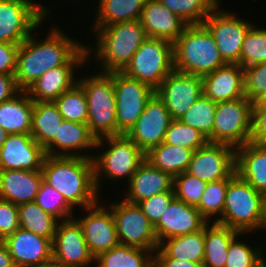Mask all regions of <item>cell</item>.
Listing matches in <instances>:
<instances>
[{
    "mask_svg": "<svg viewBox=\"0 0 266 267\" xmlns=\"http://www.w3.org/2000/svg\"><path fill=\"white\" fill-rule=\"evenodd\" d=\"M44 40L34 38L32 33L18 48L15 79L21 91L52 68L63 65H87L86 45L54 26ZM70 37V38H69Z\"/></svg>",
    "mask_w": 266,
    "mask_h": 267,
    "instance_id": "cell-1",
    "label": "cell"
},
{
    "mask_svg": "<svg viewBox=\"0 0 266 267\" xmlns=\"http://www.w3.org/2000/svg\"><path fill=\"white\" fill-rule=\"evenodd\" d=\"M41 171L43 180L61 193L74 209L76 206L86 208L101 200L95 185L93 158L47 155Z\"/></svg>",
    "mask_w": 266,
    "mask_h": 267,
    "instance_id": "cell-2",
    "label": "cell"
},
{
    "mask_svg": "<svg viewBox=\"0 0 266 267\" xmlns=\"http://www.w3.org/2000/svg\"><path fill=\"white\" fill-rule=\"evenodd\" d=\"M95 32V49L86 46L88 59L94 52V59L99 60L104 73L123 71L147 39L140 20L100 27Z\"/></svg>",
    "mask_w": 266,
    "mask_h": 267,
    "instance_id": "cell-3",
    "label": "cell"
},
{
    "mask_svg": "<svg viewBox=\"0 0 266 267\" xmlns=\"http://www.w3.org/2000/svg\"><path fill=\"white\" fill-rule=\"evenodd\" d=\"M216 223L243 235L258 229L266 230V196L234 171L229 176L222 217Z\"/></svg>",
    "mask_w": 266,
    "mask_h": 267,
    "instance_id": "cell-4",
    "label": "cell"
},
{
    "mask_svg": "<svg viewBox=\"0 0 266 267\" xmlns=\"http://www.w3.org/2000/svg\"><path fill=\"white\" fill-rule=\"evenodd\" d=\"M173 45L177 71L203 77L227 64L204 24L187 25Z\"/></svg>",
    "mask_w": 266,
    "mask_h": 267,
    "instance_id": "cell-5",
    "label": "cell"
},
{
    "mask_svg": "<svg viewBox=\"0 0 266 267\" xmlns=\"http://www.w3.org/2000/svg\"><path fill=\"white\" fill-rule=\"evenodd\" d=\"M88 107V129L96 138L123 135L117 127L113 72L78 77Z\"/></svg>",
    "mask_w": 266,
    "mask_h": 267,
    "instance_id": "cell-6",
    "label": "cell"
},
{
    "mask_svg": "<svg viewBox=\"0 0 266 267\" xmlns=\"http://www.w3.org/2000/svg\"><path fill=\"white\" fill-rule=\"evenodd\" d=\"M106 145L108 148L105 152L101 148L102 152L93 156L95 185L99 194L101 178L118 181L121 177L122 179L126 177L129 182L145 160V153L125 134L99 138L96 140L95 148L100 149Z\"/></svg>",
    "mask_w": 266,
    "mask_h": 267,
    "instance_id": "cell-7",
    "label": "cell"
},
{
    "mask_svg": "<svg viewBox=\"0 0 266 267\" xmlns=\"http://www.w3.org/2000/svg\"><path fill=\"white\" fill-rule=\"evenodd\" d=\"M173 70V43L164 39L147 38L122 72L155 91Z\"/></svg>",
    "mask_w": 266,
    "mask_h": 267,
    "instance_id": "cell-8",
    "label": "cell"
},
{
    "mask_svg": "<svg viewBox=\"0 0 266 267\" xmlns=\"http://www.w3.org/2000/svg\"><path fill=\"white\" fill-rule=\"evenodd\" d=\"M48 9L32 0H0V42L20 45L49 19Z\"/></svg>",
    "mask_w": 266,
    "mask_h": 267,
    "instance_id": "cell-9",
    "label": "cell"
},
{
    "mask_svg": "<svg viewBox=\"0 0 266 267\" xmlns=\"http://www.w3.org/2000/svg\"><path fill=\"white\" fill-rule=\"evenodd\" d=\"M253 102L247 97L217 102L212 136L208 142L234 148L250 142Z\"/></svg>",
    "mask_w": 266,
    "mask_h": 267,
    "instance_id": "cell-10",
    "label": "cell"
},
{
    "mask_svg": "<svg viewBox=\"0 0 266 267\" xmlns=\"http://www.w3.org/2000/svg\"><path fill=\"white\" fill-rule=\"evenodd\" d=\"M108 208L113 213L119 244L140 247L155 253L159 243L154 226L137 204L119 198L118 201L109 203Z\"/></svg>",
    "mask_w": 266,
    "mask_h": 267,
    "instance_id": "cell-11",
    "label": "cell"
},
{
    "mask_svg": "<svg viewBox=\"0 0 266 267\" xmlns=\"http://www.w3.org/2000/svg\"><path fill=\"white\" fill-rule=\"evenodd\" d=\"M203 24L213 35L222 59L227 64H238L245 35L254 23L217 6Z\"/></svg>",
    "mask_w": 266,
    "mask_h": 267,
    "instance_id": "cell-12",
    "label": "cell"
},
{
    "mask_svg": "<svg viewBox=\"0 0 266 267\" xmlns=\"http://www.w3.org/2000/svg\"><path fill=\"white\" fill-rule=\"evenodd\" d=\"M118 130L126 134L143 113L147 101L155 91L145 83L127 76L122 71L113 72Z\"/></svg>",
    "mask_w": 266,
    "mask_h": 267,
    "instance_id": "cell-13",
    "label": "cell"
},
{
    "mask_svg": "<svg viewBox=\"0 0 266 267\" xmlns=\"http://www.w3.org/2000/svg\"><path fill=\"white\" fill-rule=\"evenodd\" d=\"M172 119H180L203 94L201 76L173 70L155 90Z\"/></svg>",
    "mask_w": 266,
    "mask_h": 267,
    "instance_id": "cell-14",
    "label": "cell"
},
{
    "mask_svg": "<svg viewBox=\"0 0 266 267\" xmlns=\"http://www.w3.org/2000/svg\"><path fill=\"white\" fill-rule=\"evenodd\" d=\"M52 257L64 267H91L95 258L75 218L60 221L52 240ZM91 264V265H90Z\"/></svg>",
    "mask_w": 266,
    "mask_h": 267,
    "instance_id": "cell-15",
    "label": "cell"
},
{
    "mask_svg": "<svg viewBox=\"0 0 266 267\" xmlns=\"http://www.w3.org/2000/svg\"><path fill=\"white\" fill-rule=\"evenodd\" d=\"M172 118L164 102L154 93L137 122L125 134L146 154L164 142Z\"/></svg>",
    "mask_w": 266,
    "mask_h": 267,
    "instance_id": "cell-16",
    "label": "cell"
},
{
    "mask_svg": "<svg viewBox=\"0 0 266 267\" xmlns=\"http://www.w3.org/2000/svg\"><path fill=\"white\" fill-rule=\"evenodd\" d=\"M235 171V148L224 143L207 142L193 152L190 175L205 182L227 179Z\"/></svg>",
    "mask_w": 266,
    "mask_h": 267,
    "instance_id": "cell-17",
    "label": "cell"
},
{
    "mask_svg": "<svg viewBox=\"0 0 266 267\" xmlns=\"http://www.w3.org/2000/svg\"><path fill=\"white\" fill-rule=\"evenodd\" d=\"M107 206L108 204L104 206L98 201L83 208L87 212L86 216L74 217L82 227L87 246L94 258L119 244L113 213Z\"/></svg>",
    "mask_w": 266,
    "mask_h": 267,
    "instance_id": "cell-18",
    "label": "cell"
},
{
    "mask_svg": "<svg viewBox=\"0 0 266 267\" xmlns=\"http://www.w3.org/2000/svg\"><path fill=\"white\" fill-rule=\"evenodd\" d=\"M46 156L31 134H8L0 148V170L41 171Z\"/></svg>",
    "mask_w": 266,
    "mask_h": 267,
    "instance_id": "cell-19",
    "label": "cell"
},
{
    "mask_svg": "<svg viewBox=\"0 0 266 267\" xmlns=\"http://www.w3.org/2000/svg\"><path fill=\"white\" fill-rule=\"evenodd\" d=\"M209 222L195 206L174 199L154 227L158 243L170 237L182 236L202 230Z\"/></svg>",
    "mask_w": 266,
    "mask_h": 267,
    "instance_id": "cell-20",
    "label": "cell"
},
{
    "mask_svg": "<svg viewBox=\"0 0 266 267\" xmlns=\"http://www.w3.org/2000/svg\"><path fill=\"white\" fill-rule=\"evenodd\" d=\"M15 267H33L52 258V241L18 228L3 239Z\"/></svg>",
    "mask_w": 266,
    "mask_h": 267,
    "instance_id": "cell-21",
    "label": "cell"
},
{
    "mask_svg": "<svg viewBox=\"0 0 266 267\" xmlns=\"http://www.w3.org/2000/svg\"><path fill=\"white\" fill-rule=\"evenodd\" d=\"M96 140L87 124L63 120L59 126L58 137H54L44 149L46 155L50 156L93 158L92 152L89 155L84 150L96 149Z\"/></svg>",
    "mask_w": 266,
    "mask_h": 267,
    "instance_id": "cell-22",
    "label": "cell"
},
{
    "mask_svg": "<svg viewBox=\"0 0 266 267\" xmlns=\"http://www.w3.org/2000/svg\"><path fill=\"white\" fill-rule=\"evenodd\" d=\"M203 94L214 102L245 97L244 68L239 64H226L202 77Z\"/></svg>",
    "mask_w": 266,
    "mask_h": 267,
    "instance_id": "cell-23",
    "label": "cell"
},
{
    "mask_svg": "<svg viewBox=\"0 0 266 267\" xmlns=\"http://www.w3.org/2000/svg\"><path fill=\"white\" fill-rule=\"evenodd\" d=\"M147 38L164 39L174 43L187 24L169 11L159 0H147L140 18Z\"/></svg>",
    "mask_w": 266,
    "mask_h": 267,
    "instance_id": "cell-24",
    "label": "cell"
},
{
    "mask_svg": "<svg viewBox=\"0 0 266 267\" xmlns=\"http://www.w3.org/2000/svg\"><path fill=\"white\" fill-rule=\"evenodd\" d=\"M125 201L138 204L158 193L173 189V177L144 160L128 182Z\"/></svg>",
    "mask_w": 266,
    "mask_h": 267,
    "instance_id": "cell-25",
    "label": "cell"
},
{
    "mask_svg": "<svg viewBox=\"0 0 266 267\" xmlns=\"http://www.w3.org/2000/svg\"><path fill=\"white\" fill-rule=\"evenodd\" d=\"M235 172L266 196V144L248 142L235 148Z\"/></svg>",
    "mask_w": 266,
    "mask_h": 267,
    "instance_id": "cell-26",
    "label": "cell"
},
{
    "mask_svg": "<svg viewBox=\"0 0 266 267\" xmlns=\"http://www.w3.org/2000/svg\"><path fill=\"white\" fill-rule=\"evenodd\" d=\"M42 181V171L0 170V198L15 205L34 202Z\"/></svg>",
    "mask_w": 266,
    "mask_h": 267,
    "instance_id": "cell-27",
    "label": "cell"
},
{
    "mask_svg": "<svg viewBox=\"0 0 266 267\" xmlns=\"http://www.w3.org/2000/svg\"><path fill=\"white\" fill-rule=\"evenodd\" d=\"M76 66L78 68L84 65H63L48 70L29 86L26 90L28 96L33 102L54 101L77 83Z\"/></svg>",
    "mask_w": 266,
    "mask_h": 267,
    "instance_id": "cell-28",
    "label": "cell"
},
{
    "mask_svg": "<svg viewBox=\"0 0 266 267\" xmlns=\"http://www.w3.org/2000/svg\"><path fill=\"white\" fill-rule=\"evenodd\" d=\"M205 254V227L194 233L163 240L154 258H176L203 264Z\"/></svg>",
    "mask_w": 266,
    "mask_h": 267,
    "instance_id": "cell-29",
    "label": "cell"
},
{
    "mask_svg": "<svg viewBox=\"0 0 266 267\" xmlns=\"http://www.w3.org/2000/svg\"><path fill=\"white\" fill-rule=\"evenodd\" d=\"M33 106L26 91L0 103V127L8 134H30Z\"/></svg>",
    "mask_w": 266,
    "mask_h": 267,
    "instance_id": "cell-30",
    "label": "cell"
},
{
    "mask_svg": "<svg viewBox=\"0 0 266 267\" xmlns=\"http://www.w3.org/2000/svg\"><path fill=\"white\" fill-rule=\"evenodd\" d=\"M147 0H99L93 31L117 23L140 20Z\"/></svg>",
    "mask_w": 266,
    "mask_h": 267,
    "instance_id": "cell-31",
    "label": "cell"
},
{
    "mask_svg": "<svg viewBox=\"0 0 266 267\" xmlns=\"http://www.w3.org/2000/svg\"><path fill=\"white\" fill-rule=\"evenodd\" d=\"M194 151L162 142L145 154V160L162 172L175 177L188 170Z\"/></svg>",
    "mask_w": 266,
    "mask_h": 267,
    "instance_id": "cell-32",
    "label": "cell"
},
{
    "mask_svg": "<svg viewBox=\"0 0 266 267\" xmlns=\"http://www.w3.org/2000/svg\"><path fill=\"white\" fill-rule=\"evenodd\" d=\"M63 120L54 101L34 102L30 134L45 148L54 137H58L59 126Z\"/></svg>",
    "mask_w": 266,
    "mask_h": 267,
    "instance_id": "cell-33",
    "label": "cell"
},
{
    "mask_svg": "<svg viewBox=\"0 0 266 267\" xmlns=\"http://www.w3.org/2000/svg\"><path fill=\"white\" fill-rule=\"evenodd\" d=\"M237 234V231L216 222L208 223L205 226L203 266L224 267L228 255L229 243Z\"/></svg>",
    "mask_w": 266,
    "mask_h": 267,
    "instance_id": "cell-34",
    "label": "cell"
},
{
    "mask_svg": "<svg viewBox=\"0 0 266 267\" xmlns=\"http://www.w3.org/2000/svg\"><path fill=\"white\" fill-rule=\"evenodd\" d=\"M96 267H154V252L118 244L95 258Z\"/></svg>",
    "mask_w": 266,
    "mask_h": 267,
    "instance_id": "cell-35",
    "label": "cell"
},
{
    "mask_svg": "<svg viewBox=\"0 0 266 267\" xmlns=\"http://www.w3.org/2000/svg\"><path fill=\"white\" fill-rule=\"evenodd\" d=\"M19 227L36 235L53 240L59 219L42 210L35 202L17 205Z\"/></svg>",
    "mask_w": 266,
    "mask_h": 267,
    "instance_id": "cell-36",
    "label": "cell"
},
{
    "mask_svg": "<svg viewBox=\"0 0 266 267\" xmlns=\"http://www.w3.org/2000/svg\"><path fill=\"white\" fill-rule=\"evenodd\" d=\"M169 11L178 15L187 25L203 24L219 5V0H159Z\"/></svg>",
    "mask_w": 266,
    "mask_h": 267,
    "instance_id": "cell-37",
    "label": "cell"
},
{
    "mask_svg": "<svg viewBox=\"0 0 266 267\" xmlns=\"http://www.w3.org/2000/svg\"><path fill=\"white\" fill-rule=\"evenodd\" d=\"M216 107L217 102L202 94L180 120L209 139L213 133Z\"/></svg>",
    "mask_w": 266,
    "mask_h": 267,
    "instance_id": "cell-38",
    "label": "cell"
},
{
    "mask_svg": "<svg viewBox=\"0 0 266 267\" xmlns=\"http://www.w3.org/2000/svg\"><path fill=\"white\" fill-rule=\"evenodd\" d=\"M64 120L84 123L88 121V107L83 88L76 83L54 100Z\"/></svg>",
    "mask_w": 266,
    "mask_h": 267,
    "instance_id": "cell-39",
    "label": "cell"
},
{
    "mask_svg": "<svg viewBox=\"0 0 266 267\" xmlns=\"http://www.w3.org/2000/svg\"><path fill=\"white\" fill-rule=\"evenodd\" d=\"M228 184L229 177L215 182H207L206 189L196 208L209 223L211 220L217 222L222 217Z\"/></svg>",
    "mask_w": 266,
    "mask_h": 267,
    "instance_id": "cell-40",
    "label": "cell"
},
{
    "mask_svg": "<svg viewBox=\"0 0 266 267\" xmlns=\"http://www.w3.org/2000/svg\"><path fill=\"white\" fill-rule=\"evenodd\" d=\"M240 235L242 233H238L229 243L224 267H259L266 261L264 249L260 246L253 249L246 242L239 240Z\"/></svg>",
    "mask_w": 266,
    "mask_h": 267,
    "instance_id": "cell-41",
    "label": "cell"
},
{
    "mask_svg": "<svg viewBox=\"0 0 266 267\" xmlns=\"http://www.w3.org/2000/svg\"><path fill=\"white\" fill-rule=\"evenodd\" d=\"M42 210L61 221L74 218L73 208L66 202L61 193L42 181L34 201Z\"/></svg>",
    "mask_w": 266,
    "mask_h": 267,
    "instance_id": "cell-42",
    "label": "cell"
},
{
    "mask_svg": "<svg viewBox=\"0 0 266 267\" xmlns=\"http://www.w3.org/2000/svg\"><path fill=\"white\" fill-rule=\"evenodd\" d=\"M262 62H266V28L253 25L245 35L238 64L244 68Z\"/></svg>",
    "mask_w": 266,
    "mask_h": 267,
    "instance_id": "cell-43",
    "label": "cell"
},
{
    "mask_svg": "<svg viewBox=\"0 0 266 267\" xmlns=\"http://www.w3.org/2000/svg\"><path fill=\"white\" fill-rule=\"evenodd\" d=\"M164 142L170 145L197 150L204 146L208 139L198 130L183 123L180 119H172L166 131Z\"/></svg>",
    "mask_w": 266,
    "mask_h": 267,
    "instance_id": "cell-44",
    "label": "cell"
},
{
    "mask_svg": "<svg viewBox=\"0 0 266 267\" xmlns=\"http://www.w3.org/2000/svg\"><path fill=\"white\" fill-rule=\"evenodd\" d=\"M206 186L207 182L187 172L173 177V190L176 199L195 207L200 203Z\"/></svg>",
    "mask_w": 266,
    "mask_h": 267,
    "instance_id": "cell-45",
    "label": "cell"
},
{
    "mask_svg": "<svg viewBox=\"0 0 266 267\" xmlns=\"http://www.w3.org/2000/svg\"><path fill=\"white\" fill-rule=\"evenodd\" d=\"M266 92V62L244 67V93L250 101H258Z\"/></svg>",
    "mask_w": 266,
    "mask_h": 267,
    "instance_id": "cell-46",
    "label": "cell"
},
{
    "mask_svg": "<svg viewBox=\"0 0 266 267\" xmlns=\"http://www.w3.org/2000/svg\"><path fill=\"white\" fill-rule=\"evenodd\" d=\"M174 190L158 193L148 199L140 201L137 205L147 216L150 223L155 227L163 213L166 211L171 202L175 199Z\"/></svg>",
    "mask_w": 266,
    "mask_h": 267,
    "instance_id": "cell-47",
    "label": "cell"
},
{
    "mask_svg": "<svg viewBox=\"0 0 266 267\" xmlns=\"http://www.w3.org/2000/svg\"><path fill=\"white\" fill-rule=\"evenodd\" d=\"M19 228L18 207L0 198V240Z\"/></svg>",
    "mask_w": 266,
    "mask_h": 267,
    "instance_id": "cell-48",
    "label": "cell"
},
{
    "mask_svg": "<svg viewBox=\"0 0 266 267\" xmlns=\"http://www.w3.org/2000/svg\"><path fill=\"white\" fill-rule=\"evenodd\" d=\"M250 142L266 144V104L252 105Z\"/></svg>",
    "mask_w": 266,
    "mask_h": 267,
    "instance_id": "cell-49",
    "label": "cell"
},
{
    "mask_svg": "<svg viewBox=\"0 0 266 267\" xmlns=\"http://www.w3.org/2000/svg\"><path fill=\"white\" fill-rule=\"evenodd\" d=\"M19 45L0 42V74L14 75Z\"/></svg>",
    "mask_w": 266,
    "mask_h": 267,
    "instance_id": "cell-50",
    "label": "cell"
},
{
    "mask_svg": "<svg viewBox=\"0 0 266 267\" xmlns=\"http://www.w3.org/2000/svg\"><path fill=\"white\" fill-rule=\"evenodd\" d=\"M20 91L14 75L0 74V103L10 100Z\"/></svg>",
    "mask_w": 266,
    "mask_h": 267,
    "instance_id": "cell-51",
    "label": "cell"
},
{
    "mask_svg": "<svg viewBox=\"0 0 266 267\" xmlns=\"http://www.w3.org/2000/svg\"><path fill=\"white\" fill-rule=\"evenodd\" d=\"M154 267H204L201 263L176 258H154Z\"/></svg>",
    "mask_w": 266,
    "mask_h": 267,
    "instance_id": "cell-52",
    "label": "cell"
},
{
    "mask_svg": "<svg viewBox=\"0 0 266 267\" xmlns=\"http://www.w3.org/2000/svg\"><path fill=\"white\" fill-rule=\"evenodd\" d=\"M0 267H15L13 259L3 240H0Z\"/></svg>",
    "mask_w": 266,
    "mask_h": 267,
    "instance_id": "cell-53",
    "label": "cell"
},
{
    "mask_svg": "<svg viewBox=\"0 0 266 267\" xmlns=\"http://www.w3.org/2000/svg\"><path fill=\"white\" fill-rule=\"evenodd\" d=\"M33 267H64V266L52 257L51 259L44 261Z\"/></svg>",
    "mask_w": 266,
    "mask_h": 267,
    "instance_id": "cell-54",
    "label": "cell"
},
{
    "mask_svg": "<svg viewBox=\"0 0 266 267\" xmlns=\"http://www.w3.org/2000/svg\"><path fill=\"white\" fill-rule=\"evenodd\" d=\"M8 133L0 127V148L2 147L3 143L6 141Z\"/></svg>",
    "mask_w": 266,
    "mask_h": 267,
    "instance_id": "cell-55",
    "label": "cell"
},
{
    "mask_svg": "<svg viewBox=\"0 0 266 267\" xmlns=\"http://www.w3.org/2000/svg\"><path fill=\"white\" fill-rule=\"evenodd\" d=\"M259 104H266V92L263 96L257 101Z\"/></svg>",
    "mask_w": 266,
    "mask_h": 267,
    "instance_id": "cell-56",
    "label": "cell"
},
{
    "mask_svg": "<svg viewBox=\"0 0 266 267\" xmlns=\"http://www.w3.org/2000/svg\"><path fill=\"white\" fill-rule=\"evenodd\" d=\"M259 267H266V261L263 262Z\"/></svg>",
    "mask_w": 266,
    "mask_h": 267,
    "instance_id": "cell-57",
    "label": "cell"
}]
</instances>
